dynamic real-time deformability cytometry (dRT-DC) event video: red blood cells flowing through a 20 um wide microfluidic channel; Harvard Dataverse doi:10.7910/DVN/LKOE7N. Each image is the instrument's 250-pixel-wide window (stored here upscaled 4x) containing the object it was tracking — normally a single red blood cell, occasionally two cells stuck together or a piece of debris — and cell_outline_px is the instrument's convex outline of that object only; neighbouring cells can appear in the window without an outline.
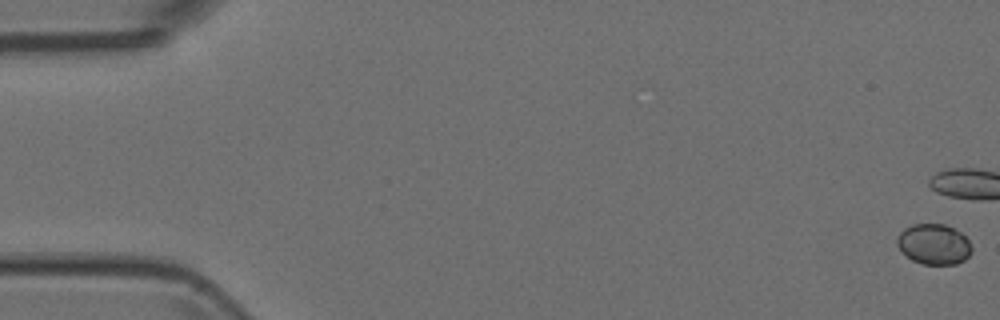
{"species": "Egyptian fruit bat (a non-hibernating species)", "species_latin": "Rousettus aegyptiacus", "temperature_condition": "room temperature", "stored_images_in_passage": 5, "camera_frame_rate_fps": 3000, "um_per_image_px": 0.085, "animal": {"sex": "female"}, "frame": {"image": 1, "passage_image": 1, "time_ms": 0.0, "image_size_px": [1000, 320], "cell_outline_px": [[972, 252], [964, 260], [956, 264], [924, 264], [912, 260], [896, 244], [896, 240], [900, 232], [904, 228], [912, 224], [944, 224], [960, 232], [968, 240], [972, 248]], "centroid_in_image_um": [79.38, 20.75], "position_along_channel_um": 5.6, "area_um2": 17.46}}